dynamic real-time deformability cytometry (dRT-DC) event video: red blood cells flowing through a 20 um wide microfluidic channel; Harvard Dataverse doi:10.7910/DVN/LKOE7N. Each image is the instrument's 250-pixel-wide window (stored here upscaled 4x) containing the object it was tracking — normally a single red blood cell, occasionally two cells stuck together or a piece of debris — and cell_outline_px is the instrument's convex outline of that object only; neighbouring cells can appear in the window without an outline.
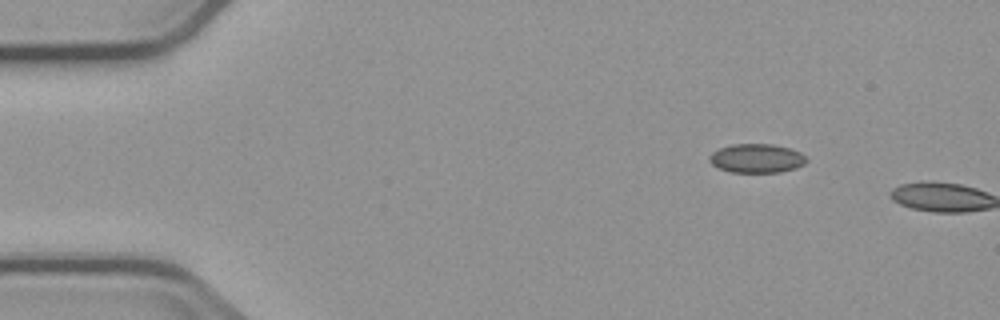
{"species": "common noctule bat (a hibernating species)", "species_latin": "Nyctalus noctula", "temperature_condition": "cold", "stored_images_in_passage": 2, "camera_frame_rate_fps": 3000, "um_per_image_px": 0.085, "animal": {"sex": "male", "body_mass_g": 23.1, "forearm_length_mm": 52.7}, "frame": {"image": 1, "passage_image": 1, "time_ms": 0.0, "image_size_px": [1000, 320], "cell_outline_px": [[808, 160], [804, 164], [796, 168], [780, 172], [732, 172], [720, 168], [712, 164], [708, 160], [708, 156], [712, 152], [720, 148], [732, 144], [772, 144], [788, 148], [800, 152]], "centroid_in_image_um": [64.3, 13.45], "position_along_channel_um": 20.7, "area_um2": 16.3}}